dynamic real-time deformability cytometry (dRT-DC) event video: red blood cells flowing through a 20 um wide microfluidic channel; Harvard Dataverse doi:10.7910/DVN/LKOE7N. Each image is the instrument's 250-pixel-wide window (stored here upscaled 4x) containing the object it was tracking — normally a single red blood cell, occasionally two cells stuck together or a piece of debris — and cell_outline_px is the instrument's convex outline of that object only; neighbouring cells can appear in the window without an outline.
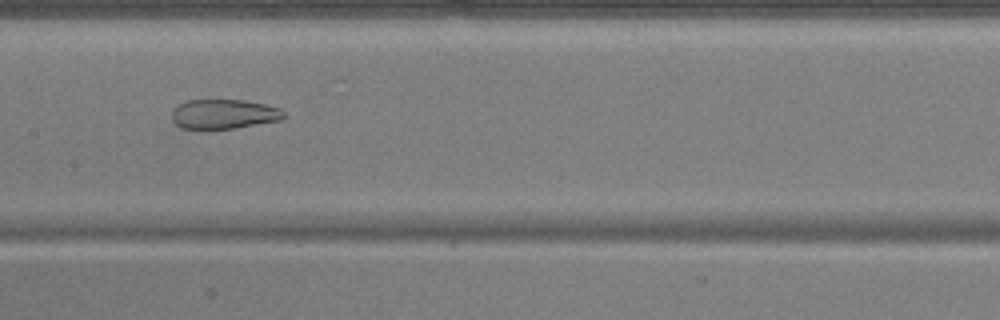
{"species": "common noctule bat (a hibernating species)", "species_latin": "Nyctalus noctula", "temperature_condition": "warm", "stored_images_in_passage": 47, "camera_frame_rate_fps": 3000, "um_per_image_px": 0.085, "animal": {"sex": "male", "body_mass_g": 17.9, "forearm_length_mm": 54.2}, "frame": {"image": 1, "passage_image": 21, "time_ms": 6.667, "image_size_px": [1000, 320], "cell_outline_px": [[288, 116], [280, 120], [236, 128], [180, 128], [172, 120], [172, 112], [180, 104], [188, 100], [244, 100], [264, 104], [280, 108]], "centroid_in_image_um": [19.07, 9.69], "position_along_channel_um": 188.3, "area_um2": 19.13}}
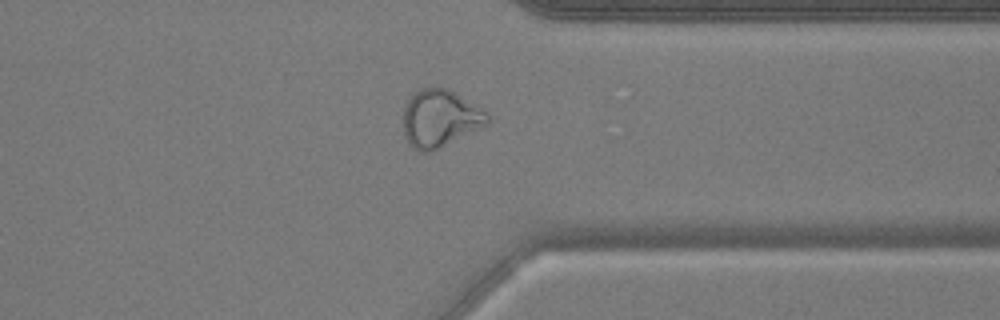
{"frame": {"image": 2, "passage_image": 36, "time_ms": 11.667, "image_size_px": [1000, 320], "cell_outline_px": [[488, 124], [440, 148], [428, 152], [420, 152], [412, 148], [408, 144], [404, 136], [404, 104], [420, 88], [448, 88], [484, 112], [488, 116]], "centroid_in_image_um": [37.34, 10.1], "position_along_channel_um": 374.1, "area_um2": 27.69}}
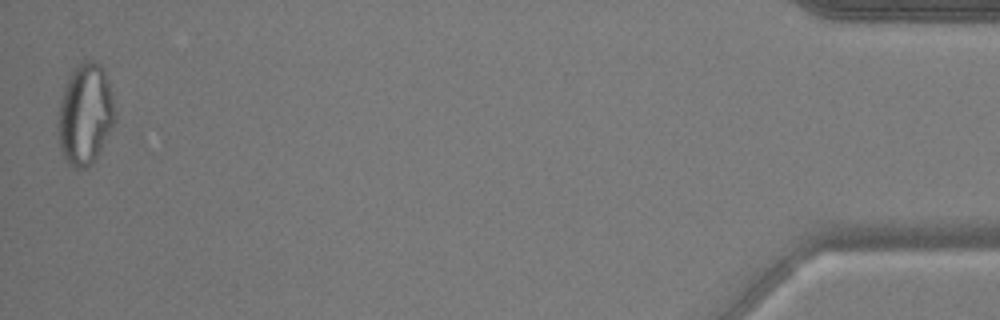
{"frame": {"image": 3, "passage_image": 47, "time_ms": 15.333, "image_size_px": [1000, 320], "cell_outline_px": [[116, 120], [112, 128], [92, 164], [84, 168], [72, 168], [64, 160], [60, 148], [56, 128], [60, 100], [64, 88], [72, 68], [84, 60], [92, 60], [100, 64], [104, 72], [112, 96], [116, 112]], "centroid_in_image_um": [7.21, 9.73], "position_along_channel_um": 428.0, "area_um2": 33.81}, "authors_computed_cell_mechanics": {"area_um2": 27.6862, "velocity_mm_per_s": 3.7679, "shape_relaxation_time_tau1_ms": null, "shape_relaxation_time_tau2_ms": 1.7986, "deformation_change_tau1": null, "deformation_change_tau2": 0.0993}}